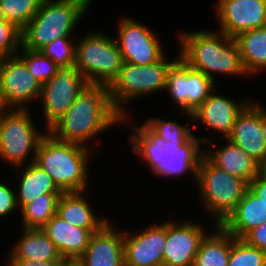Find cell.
Segmentation results:
<instances>
[{
  "instance_id": "30",
  "label": "cell",
  "mask_w": 266,
  "mask_h": 266,
  "mask_svg": "<svg viewBox=\"0 0 266 266\" xmlns=\"http://www.w3.org/2000/svg\"><path fill=\"white\" fill-rule=\"evenodd\" d=\"M16 55L42 85L59 71V67L54 61L44 56L40 51L28 50L21 46Z\"/></svg>"
},
{
  "instance_id": "4",
  "label": "cell",
  "mask_w": 266,
  "mask_h": 266,
  "mask_svg": "<svg viewBox=\"0 0 266 266\" xmlns=\"http://www.w3.org/2000/svg\"><path fill=\"white\" fill-rule=\"evenodd\" d=\"M90 149L79 144L60 141L50 133L42 137L34 163L47 172L63 193L87 192Z\"/></svg>"
},
{
  "instance_id": "18",
  "label": "cell",
  "mask_w": 266,
  "mask_h": 266,
  "mask_svg": "<svg viewBox=\"0 0 266 266\" xmlns=\"http://www.w3.org/2000/svg\"><path fill=\"white\" fill-rule=\"evenodd\" d=\"M226 139L244 150L262 167H266V142L261 127L259 102L251 101L243 109Z\"/></svg>"
},
{
  "instance_id": "28",
  "label": "cell",
  "mask_w": 266,
  "mask_h": 266,
  "mask_svg": "<svg viewBox=\"0 0 266 266\" xmlns=\"http://www.w3.org/2000/svg\"><path fill=\"white\" fill-rule=\"evenodd\" d=\"M61 194H43L20 209L22 228L41 229L55 214Z\"/></svg>"
},
{
  "instance_id": "37",
  "label": "cell",
  "mask_w": 266,
  "mask_h": 266,
  "mask_svg": "<svg viewBox=\"0 0 266 266\" xmlns=\"http://www.w3.org/2000/svg\"><path fill=\"white\" fill-rule=\"evenodd\" d=\"M248 189L266 205V167L248 184Z\"/></svg>"
},
{
  "instance_id": "13",
  "label": "cell",
  "mask_w": 266,
  "mask_h": 266,
  "mask_svg": "<svg viewBox=\"0 0 266 266\" xmlns=\"http://www.w3.org/2000/svg\"><path fill=\"white\" fill-rule=\"evenodd\" d=\"M42 84L17 56L5 57L0 67V93L7 108L28 109L40 99Z\"/></svg>"
},
{
  "instance_id": "7",
  "label": "cell",
  "mask_w": 266,
  "mask_h": 266,
  "mask_svg": "<svg viewBox=\"0 0 266 266\" xmlns=\"http://www.w3.org/2000/svg\"><path fill=\"white\" fill-rule=\"evenodd\" d=\"M166 57L164 55L150 65L123 63L118 76L109 86L111 104L122 118L130 117L125 103L160 91L165 92L168 70L180 55L178 53L172 60Z\"/></svg>"
},
{
  "instance_id": "31",
  "label": "cell",
  "mask_w": 266,
  "mask_h": 266,
  "mask_svg": "<svg viewBox=\"0 0 266 266\" xmlns=\"http://www.w3.org/2000/svg\"><path fill=\"white\" fill-rule=\"evenodd\" d=\"M44 0H0L7 21L22 30L38 12Z\"/></svg>"
},
{
  "instance_id": "2",
  "label": "cell",
  "mask_w": 266,
  "mask_h": 266,
  "mask_svg": "<svg viewBox=\"0 0 266 266\" xmlns=\"http://www.w3.org/2000/svg\"><path fill=\"white\" fill-rule=\"evenodd\" d=\"M128 118L124 117L121 123L128 125L133 133L129 136V142L134 154L140 155V159L146 162V165L155 176L161 177H180L192 175L196 184L198 167L202 158L205 156V149L201 143L213 144L214 138L192 136L183 145H177L172 142H162L153 137L143 126L130 123ZM134 125V126H133ZM212 141V142H211ZM173 176V177H172Z\"/></svg>"
},
{
  "instance_id": "41",
  "label": "cell",
  "mask_w": 266,
  "mask_h": 266,
  "mask_svg": "<svg viewBox=\"0 0 266 266\" xmlns=\"http://www.w3.org/2000/svg\"><path fill=\"white\" fill-rule=\"evenodd\" d=\"M6 21H7V19L4 15V11L2 10L1 5H0V22H6Z\"/></svg>"
},
{
  "instance_id": "23",
  "label": "cell",
  "mask_w": 266,
  "mask_h": 266,
  "mask_svg": "<svg viewBox=\"0 0 266 266\" xmlns=\"http://www.w3.org/2000/svg\"><path fill=\"white\" fill-rule=\"evenodd\" d=\"M16 244L7 260H31L35 262L66 260L42 229L21 228Z\"/></svg>"
},
{
  "instance_id": "29",
  "label": "cell",
  "mask_w": 266,
  "mask_h": 266,
  "mask_svg": "<svg viewBox=\"0 0 266 266\" xmlns=\"http://www.w3.org/2000/svg\"><path fill=\"white\" fill-rule=\"evenodd\" d=\"M190 124L181 125L176 120H164L160 117H152L144 121L143 127L155 138L162 142H172L177 145H183L194 134Z\"/></svg>"
},
{
  "instance_id": "3",
  "label": "cell",
  "mask_w": 266,
  "mask_h": 266,
  "mask_svg": "<svg viewBox=\"0 0 266 266\" xmlns=\"http://www.w3.org/2000/svg\"><path fill=\"white\" fill-rule=\"evenodd\" d=\"M179 55L191 68L215 81V76H249L235 38L220 31H181ZM218 73V74H217Z\"/></svg>"
},
{
  "instance_id": "36",
  "label": "cell",
  "mask_w": 266,
  "mask_h": 266,
  "mask_svg": "<svg viewBox=\"0 0 266 266\" xmlns=\"http://www.w3.org/2000/svg\"><path fill=\"white\" fill-rule=\"evenodd\" d=\"M242 239L248 245L266 251V222L249 231Z\"/></svg>"
},
{
  "instance_id": "26",
  "label": "cell",
  "mask_w": 266,
  "mask_h": 266,
  "mask_svg": "<svg viewBox=\"0 0 266 266\" xmlns=\"http://www.w3.org/2000/svg\"><path fill=\"white\" fill-rule=\"evenodd\" d=\"M241 53L242 63L249 74L266 69V26L247 30L234 37Z\"/></svg>"
},
{
  "instance_id": "24",
  "label": "cell",
  "mask_w": 266,
  "mask_h": 266,
  "mask_svg": "<svg viewBox=\"0 0 266 266\" xmlns=\"http://www.w3.org/2000/svg\"><path fill=\"white\" fill-rule=\"evenodd\" d=\"M83 192L62 193L57 201L56 215L67 223L84 229H100L107 217H97Z\"/></svg>"
},
{
  "instance_id": "11",
  "label": "cell",
  "mask_w": 266,
  "mask_h": 266,
  "mask_svg": "<svg viewBox=\"0 0 266 266\" xmlns=\"http://www.w3.org/2000/svg\"><path fill=\"white\" fill-rule=\"evenodd\" d=\"M88 83L74 64L59 71L42 85L40 102L45 130L64 115Z\"/></svg>"
},
{
  "instance_id": "12",
  "label": "cell",
  "mask_w": 266,
  "mask_h": 266,
  "mask_svg": "<svg viewBox=\"0 0 266 266\" xmlns=\"http://www.w3.org/2000/svg\"><path fill=\"white\" fill-rule=\"evenodd\" d=\"M119 19L117 25V46L123 61L135 65H150L164 55L161 39L149 26L131 17Z\"/></svg>"
},
{
  "instance_id": "14",
  "label": "cell",
  "mask_w": 266,
  "mask_h": 266,
  "mask_svg": "<svg viewBox=\"0 0 266 266\" xmlns=\"http://www.w3.org/2000/svg\"><path fill=\"white\" fill-rule=\"evenodd\" d=\"M218 31L229 37L266 26V0H217Z\"/></svg>"
},
{
  "instance_id": "42",
  "label": "cell",
  "mask_w": 266,
  "mask_h": 266,
  "mask_svg": "<svg viewBox=\"0 0 266 266\" xmlns=\"http://www.w3.org/2000/svg\"><path fill=\"white\" fill-rule=\"evenodd\" d=\"M154 266H170V265L168 263H166V262H161V263H157Z\"/></svg>"
},
{
  "instance_id": "39",
  "label": "cell",
  "mask_w": 266,
  "mask_h": 266,
  "mask_svg": "<svg viewBox=\"0 0 266 266\" xmlns=\"http://www.w3.org/2000/svg\"><path fill=\"white\" fill-rule=\"evenodd\" d=\"M261 127L266 142V107L261 104Z\"/></svg>"
},
{
  "instance_id": "15",
  "label": "cell",
  "mask_w": 266,
  "mask_h": 266,
  "mask_svg": "<svg viewBox=\"0 0 266 266\" xmlns=\"http://www.w3.org/2000/svg\"><path fill=\"white\" fill-rule=\"evenodd\" d=\"M206 227L198 222L184 220L166 221L164 262L170 266H193L201 241L208 234Z\"/></svg>"
},
{
  "instance_id": "6",
  "label": "cell",
  "mask_w": 266,
  "mask_h": 266,
  "mask_svg": "<svg viewBox=\"0 0 266 266\" xmlns=\"http://www.w3.org/2000/svg\"><path fill=\"white\" fill-rule=\"evenodd\" d=\"M196 186L202 208L215 226H221L227 220L248 189L245 180L221 170L205 156L198 167Z\"/></svg>"
},
{
  "instance_id": "43",
  "label": "cell",
  "mask_w": 266,
  "mask_h": 266,
  "mask_svg": "<svg viewBox=\"0 0 266 266\" xmlns=\"http://www.w3.org/2000/svg\"><path fill=\"white\" fill-rule=\"evenodd\" d=\"M3 58L4 57L2 55H0V67H1V62H2Z\"/></svg>"
},
{
  "instance_id": "1",
  "label": "cell",
  "mask_w": 266,
  "mask_h": 266,
  "mask_svg": "<svg viewBox=\"0 0 266 266\" xmlns=\"http://www.w3.org/2000/svg\"><path fill=\"white\" fill-rule=\"evenodd\" d=\"M122 117L113 108L106 84L87 83L67 112L48 129L55 139L92 147L88 144L113 126L121 125ZM112 126V127H111Z\"/></svg>"
},
{
  "instance_id": "21",
  "label": "cell",
  "mask_w": 266,
  "mask_h": 266,
  "mask_svg": "<svg viewBox=\"0 0 266 266\" xmlns=\"http://www.w3.org/2000/svg\"><path fill=\"white\" fill-rule=\"evenodd\" d=\"M224 142V146L215 150L206 148L205 157L216 167L249 184L263 167L228 139L224 138Z\"/></svg>"
},
{
  "instance_id": "27",
  "label": "cell",
  "mask_w": 266,
  "mask_h": 266,
  "mask_svg": "<svg viewBox=\"0 0 266 266\" xmlns=\"http://www.w3.org/2000/svg\"><path fill=\"white\" fill-rule=\"evenodd\" d=\"M214 233H209L201 241L193 266H228L233 235L221 226H213Z\"/></svg>"
},
{
  "instance_id": "44",
  "label": "cell",
  "mask_w": 266,
  "mask_h": 266,
  "mask_svg": "<svg viewBox=\"0 0 266 266\" xmlns=\"http://www.w3.org/2000/svg\"><path fill=\"white\" fill-rule=\"evenodd\" d=\"M67 266H77L75 263H69Z\"/></svg>"
},
{
  "instance_id": "16",
  "label": "cell",
  "mask_w": 266,
  "mask_h": 266,
  "mask_svg": "<svg viewBox=\"0 0 266 266\" xmlns=\"http://www.w3.org/2000/svg\"><path fill=\"white\" fill-rule=\"evenodd\" d=\"M166 222L146 226L137 233L124 231V266H154L164 262Z\"/></svg>"
},
{
  "instance_id": "5",
  "label": "cell",
  "mask_w": 266,
  "mask_h": 266,
  "mask_svg": "<svg viewBox=\"0 0 266 266\" xmlns=\"http://www.w3.org/2000/svg\"><path fill=\"white\" fill-rule=\"evenodd\" d=\"M92 0H44L22 29V47L40 51L61 37H73L77 23L91 8ZM86 13V14H85Z\"/></svg>"
},
{
  "instance_id": "8",
  "label": "cell",
  "mask_w": 266,
  "mask_h": 266,
  "mask_svg": "<svg viewBox=\"0 0 266 266\" xmlns=\"http://www.w3.org/2000/svg\"><path fill=\"white\" fill-rule=\"evenodd\" d=\"M30 112V108H7L0 116V159L15 168L34 162L38 145L47 132H39Z\"/></svg>"
},
{
  "instance_id": "10",
  "label": "cell",
  "mask_w": 266,
  "mask_h": 266,
  "mask_svg": "<svg viewBox=\"0 0 266 266\" xmlns=\"http://www.w3.org/2000/svg\"><path fill=\"white\" fill-rule=\"evenodd\" d=\"M217 83L178 58L169 68L165 91L192 123V113L215 90ZM183 112V113H182Z\"/></svg>"
},
{
  "instance_id": "17",
  "label": "cell",
  "mask_w": 266,
  "mask_h": 266,
  "mask_svg": "<svg viewBox=\"0 0 266 266\" xmlns=\"http://www.w3.org/2000/svg\"><path fill=\"white\" fill-rule=\"evenodd\" d=\"M217 89L192 113V119L198 121L215 134H221V138H227L233 129L237 116L251 102L250 99H242L237 102L228 96L217 94ZM241 102V103H240ZM223 135V136H222Z\"/></svg>"
},
{
  "instance_id": "35",
  "label": "cell",
  "mask_w": 266,
  "mask_h": 266,
  "mask_svg": "<svg viewBox=\"0 0 266 266\" xmlns=\"http://www.w3.org/2000/svg\"><path fill=\"white\" fill-rule=\"evenodd\" d=\"M0 181V217L12 215L19 210L17 204L16 190ZM18 208V209H17Z\"/></svg>"
},
{
  "instance_id": "34",
  "label": "cell",
  "mask_w": 266,
  "mask_h": 266,
  "mask_svg": "<svg viewBox=\"0 0 266 266\" xmlns=\"http://www.w3.org/2000/svg\"><path fill=\"white\" fill-rule=\"evenodd\" d=\"M21 33L15 24L0 22V55L4 58L16 55L22 46Z\"/></svg>"
},
{
  "instance_id": "33",
  "label": "cell",
  "mask_w": 266,
  "mask_h": 266,
  "mask_svg": "<svg viewBox=\"0 0 266 266\" xmlns=\"http://www.w3.org/2000/svg\"><path fill=\"white\" fill-rule=\"evenodd\" d=\"M76 39L61 37L43 47L40 52L49 57L60 67H68L75 64ZM75 42V43H74Z\"/></svg>"
},
{
  "instance_id": "25",
  "label": "cell",
  "mask_w": 266,
  "mask_h": 266,
  "mask_svg": "<svg viewBox=\"0 0 266 266\" xmlns=\"http://www.w3.org/2000/svg\"><path fill=\"white\" fill-rule=\"evenodd\" d=\"M18 168V169H17ZM22 171H20V169ZM14 169L19 170L16 197L19 210L43 194H62L51 176L34 162Z\"/></svg>"
},
{
  "instance_id": "40",
  "label": "cell",
  "mask_w": 266,
  "mask_h": 266,
  "mask_svg": "<svg viewBox=\"0 0 266 266\" xmlns=\"http://www.w3.org/2000/svg\"><path fill=\"white\" fill-rule=\"evenodd\" d=\"M7 109V107L4 105L2 97H1V93H0V116L2 115V113Z\"/></svg>"
},
{
  "instance_id": "9",
  "label": "cell",
  "mask_w": 266,
  "mask_h": 266,
  "mask_svg": "<svg viewBox=\"0 0 266 266\" xmlns=\"http://www.w3.org/2000/svg\"><path fill=\"white\" fill-rule=\"evenodd\" d=\"M123 63L115 39L105 33L90 30L76 42L75 65L88 83L110 86Z\"/></svg>"
},
{
  "instance_id": "19",
  "label": "cell",
  "mask_w": 266,
  "mask_h": 266,
  "mask_svg": "<svg viewBox=\"0 0 266 266\" xmlns=\"http://www.w3.org/2000/svg\"><path fill=\"white\" fill-rule=\"evenodd\" d=\"M77 266H124V232L107 221L94 232Z\"/></svg>"
},
{
  "instance_id": "20",
  "label": "cell",
  "mask_w": 266,
  "mask_h": 266,
  "mask_svg": "<svg viewBox=\"0 0 266 266\" xmlns=\"http://www.w3.org/2000/svg\"><path fill=\"white\" fill-rule=\"evenodd\" d=\"M41 229L69 263L85 252L93 233L99 230L73 226L56 214Z\"/></svg>"
},
{
  "instance_id": "32",
  "label": "cell",
  "mask_w": 266,
  "mask_h": 266,
  "mask_svg": "<svg viewBox=\"0 0 266 266\" xmlns=\"http://www.w3.org/2000/svg\"><path fill=\"white\" fill-rule=\"evenodd\" d=\"M228 266H266V251L248 245L243 239L232 241Z\"/></svg>"
},
{
  "instance_id": "22",
  "label": "cell",
  "mask_w": 266,
  "mask_h": 266,
  "mask_svg": "<svg viewBox=\"0 0 266 266\" xmlns=\"http://www.w3.org/2000/svg\"><path fill=\"white\" fill-rule=\"evenodd\" d=\"M266 222V205L247 189L235 211L221 227L235 238L242 239L249 231Z\"/></svg>"
},
{
  "instance_id": "38",
  "label": "cell",
  "mask_w": 266,
  "mask_h": 266,
  "mask_svg": "<svg viewBox=\"0 0 266 266\" xmlns=\"http://www.w3.org/2000/svg\"><path fill=\"white\" fill-rule=\"evenodd\" d=\"M7 266H67V260L35 262L31 260H7Z\"/></svg>"
}]
</instances>
